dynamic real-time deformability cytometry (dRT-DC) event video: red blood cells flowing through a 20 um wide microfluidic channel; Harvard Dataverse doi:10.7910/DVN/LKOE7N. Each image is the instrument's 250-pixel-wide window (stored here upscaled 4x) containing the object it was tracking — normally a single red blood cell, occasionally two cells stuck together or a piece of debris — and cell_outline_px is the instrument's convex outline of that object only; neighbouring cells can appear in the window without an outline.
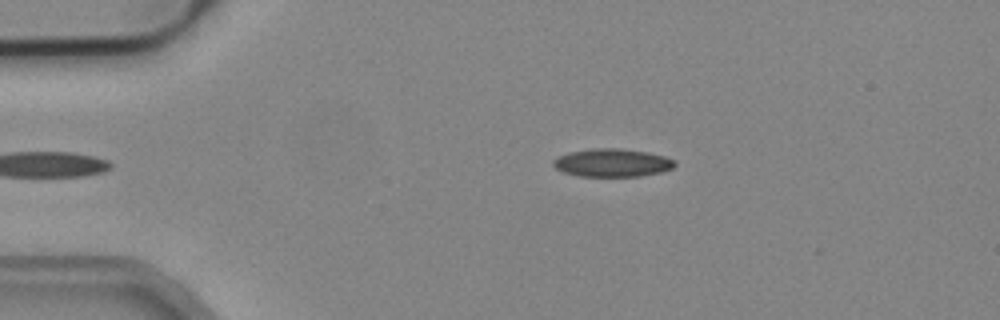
{"species": "common noctule bat (a hibernating species)", "species_latin": "Nyctalus noctula", "temperature_condition": "cold", "stored_images_in_passage": 5, "camera_frame_rate_fps": 3000, "um_per_image_px": 0.085, "animal": {"sex": "male", "body_mass_g": 19.2, "forearm_length_mm": 51.8}, "frame": {"image": 1, "passage_image": 5, "time_ms": 1.333, "image_size_px": [1000, 320], "cell_outline_px": [[676, 164], [672, 168], [660, 172], [640, 176], [576, 176], [564, 172], [556, 168], [552, 164], [552, 160], [568, 152], [592, 148], [620, 148], [648, 152], [664, 156], [676, 160]], "centroid_in_image_um": [52.04, 13.83], "position_along_channel_um": 33.0, "area_um2": 19.94}}